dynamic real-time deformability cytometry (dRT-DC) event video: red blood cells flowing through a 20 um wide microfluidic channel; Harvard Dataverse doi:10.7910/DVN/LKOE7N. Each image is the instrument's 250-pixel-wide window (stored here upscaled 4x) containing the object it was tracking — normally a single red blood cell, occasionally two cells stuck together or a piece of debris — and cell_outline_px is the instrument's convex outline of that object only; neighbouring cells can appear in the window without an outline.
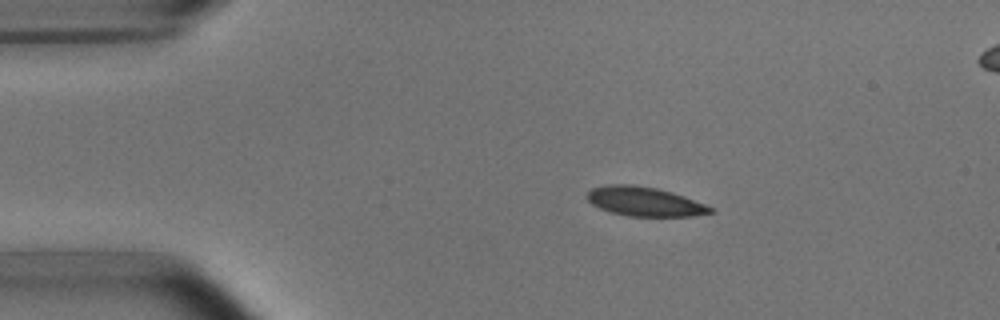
{"species": "common noctule bat (a hibernating species)", "species_latin": "Nyctalus noctula", "temperature_condition": "room temperature", "stored_images_in_passage": 4, "segment_of_instrument_passage": [1, 2], "camera_frame_rate_fps": 3000, "um_per_image_px": 0.085, "animal": {"sex": "male", "body_mass_g": 15.6}, "frame": {"image": 1, "passage_image": 2, "time_ms": 1.333, "image_size_px": [1000, 320], "cell_outline_px": [[716, 212], [692, 216], [628, 216], [612, 212], [600, 208], [592, 204], [588, 200], [588, 192], [592, 188], [608, 184], [632, 184], [656, 188], [672, 192], [684, 196], [716, 208]], "centroid_in_image_um": [54.84, 17.13], "position_along_channel_um": 30.2, "area_um2": 21.04}}